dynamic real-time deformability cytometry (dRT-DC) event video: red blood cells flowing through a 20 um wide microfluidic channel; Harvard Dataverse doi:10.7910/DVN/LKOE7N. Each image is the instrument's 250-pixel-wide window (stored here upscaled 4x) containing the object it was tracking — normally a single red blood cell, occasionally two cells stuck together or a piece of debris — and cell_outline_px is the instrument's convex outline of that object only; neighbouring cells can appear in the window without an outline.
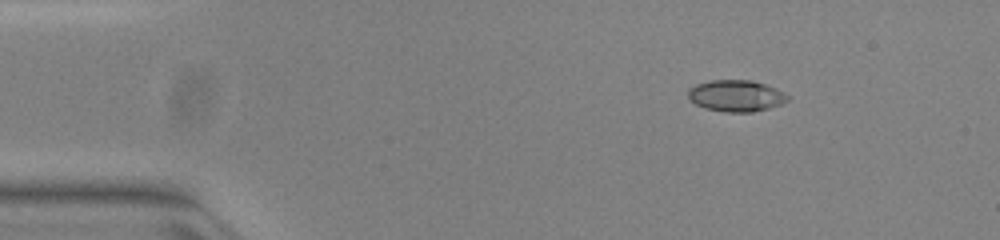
{"species": "common noctule bat (a hibernating species)", "species_latin": "Nyctalus noctula", "temperature_condition": "warm", "stored_images_in_passage": 45, "camera_frame_rate_fps": 3000, "um_per_image_px": 0.085, "animal": {"sex": "female", "body_mass_g": 23.0, "forearm_length_mm": 53.4}, "frame": {"image": 1, "passage_image": 1, "time_ms": 0.0, "image_size_px": [1000, 240], "cell_outline_px": [[788, 100], [780, 104], [768, 108], [752, 112], [724, 112], [704, 108], [688, 100], [688, 88], [696, 84], [712, 80], [752, 80], [776, 88], [784, 92], [788, 96]], "centroid_in_image_um": [62.53, 8.14], "position_along_channel_um": 22.5, "area_um2": 18.32}}
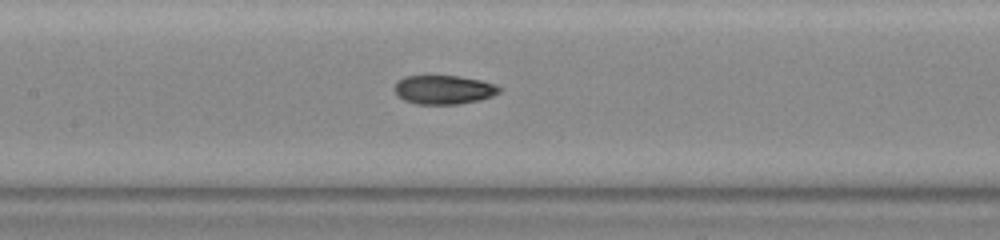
{"frame": {"image": 2, "passage_image": 18, "time_ms": 5.667, "image_size_px": [1000, 240], "cell_outline_px": [[504, 88], [500, 92], [492, 96], [480, 100], [460, 104], [416, 104], [404, 100], [396, 96], [392, 88], [396, 80], [404, 76], [460, 76], [480, 80], [496, 84]], "centroid_in_image_um": [37.69, 7.62], "position_along_channel_um": 169.7, "area_um2": 18.09}}
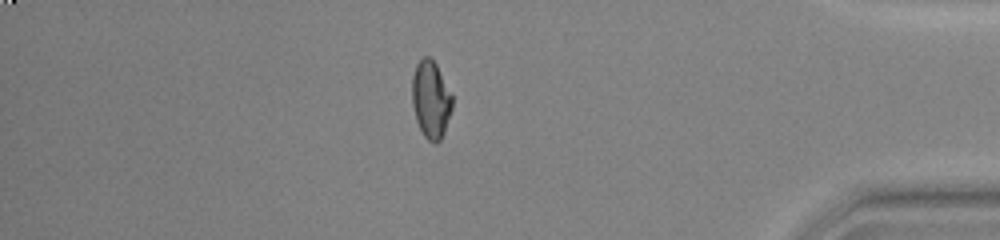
{"frame": {"image": 3, "passage_image": 38, "time_ms": 12.333, "image_size_px": [1000, 240], "cell_outline_px": [[452, 108], [444, 132], [440, 140], [436, 144], [428, 140], [424, 136], [416, 120], [412, 104], [412, 76], [416, 64], [424, 56], [428, 56], [436, 64], [452, 92]], "centroid_in_image_um": [36.62, 8.45], "position_along_channel_um": 398.6, "area_um2": 18.21}, "authors_computed_cell_mechanics": {"area_um2": 18.1492, "velocity_mm_per_s": 4.0029, "shape_relaxation_time_tau1_ms": 5.453, "shape_relaxation_time_tau2_ms": 1.2388, "deformation_change_tau1": 0.2144, "deformation_change_tau2": 0.0578}}